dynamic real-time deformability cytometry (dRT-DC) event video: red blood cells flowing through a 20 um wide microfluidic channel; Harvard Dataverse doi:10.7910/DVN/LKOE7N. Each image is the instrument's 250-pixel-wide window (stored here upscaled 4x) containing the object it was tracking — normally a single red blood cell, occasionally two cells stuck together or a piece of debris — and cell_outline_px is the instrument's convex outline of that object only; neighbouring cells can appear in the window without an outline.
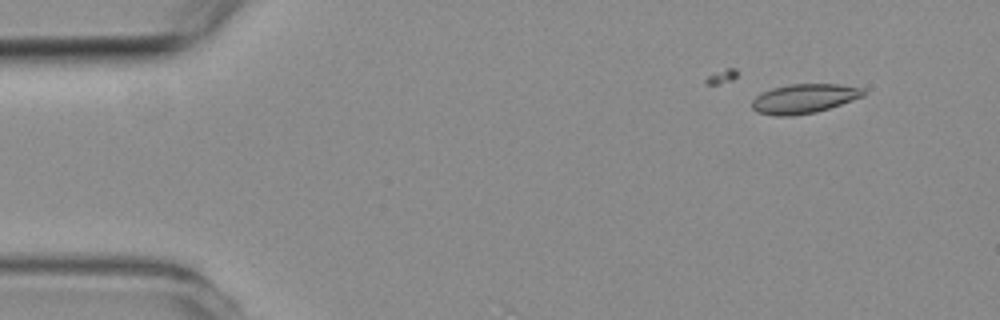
{"species": "common noctule bat (a hibernating species)", "species_latin": "Nyctalus noctula", "temperature_condition": "room temperature", "stored_images_in_passage": 3, "camera_frame_rate_fps": 3000, "um_per_image_px": 0.085, "animal": {"sex": "female", "body_mass_g": 19.3, "forearm_length_mm": 54.1}, "frame": {"image": 1, "passage_image": 1, "time_ms": 0.0, "image_size_px": [1000, 320], "cell_outline_px": [[864, 96], [816, 112], [792, 116], [776, 116], [756, 112], [752, 108], [752, 100], [756, 96], [772, 88], [792, 84], [840, 84], [864, 88]], "centroid_in_image_um": [68.33, 8.38], "position_along_channel_um": 16.7, "area_um2": 18.96}}